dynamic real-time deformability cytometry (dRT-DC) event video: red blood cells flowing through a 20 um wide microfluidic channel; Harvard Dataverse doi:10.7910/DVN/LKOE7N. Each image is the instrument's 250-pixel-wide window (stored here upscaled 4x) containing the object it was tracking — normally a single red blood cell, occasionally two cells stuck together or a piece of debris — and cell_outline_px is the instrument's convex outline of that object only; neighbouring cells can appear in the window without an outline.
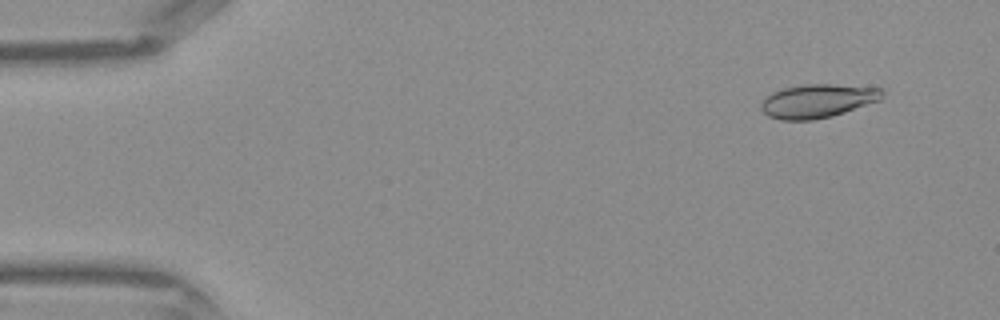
{"species": "Egyptian fruit bat (a non-hibernating species)", "species_latin": "Rousettus aegyptiacus", "temperature_condition": "warm", "stored_images_in_passage": 43, "camera_frame_rate_fps": 3000, "um_per_image_px": 0.085, "frame": {"image": 1, "passage_image": 4, "time_ms": 1.0, "image_size_px": [1000, 320], "cell_outline_px": [[884, 92], [880, 100], [832, 116], [812, 120], [780, 120], [768, 116], [760, 108], [760, 104], [772, 92], [780, 88], [804, 84], [832, 84], [884, 88]], "centroid_in_image_um": [69.49, 8.57], "position_along_channel_um": 15.5, "area_um2": 23.81}}
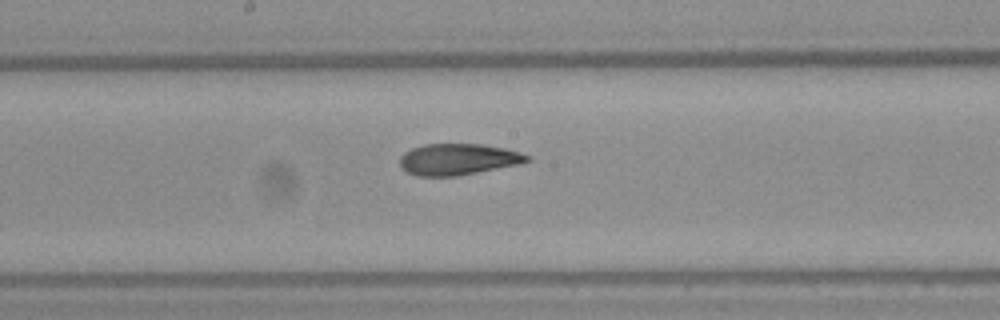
{"frame": {"image": 2, "passage_image": 23, "time_ms": 7.333, "image_size_px": [1000, 320], "cell_outline_px": [[532, 160], [520, 164], [456, 176], [416, 176], [408, 172], [400, 164], [400, 156], [404, 152], [412, 148], [424, 144], [484, 144], [504, 148], [520, 152], [532, 156]], "centroid_in_image_um": [38.97, 13.53], "position_along_channel_um": 209.2, "area_um2": 23.29}}
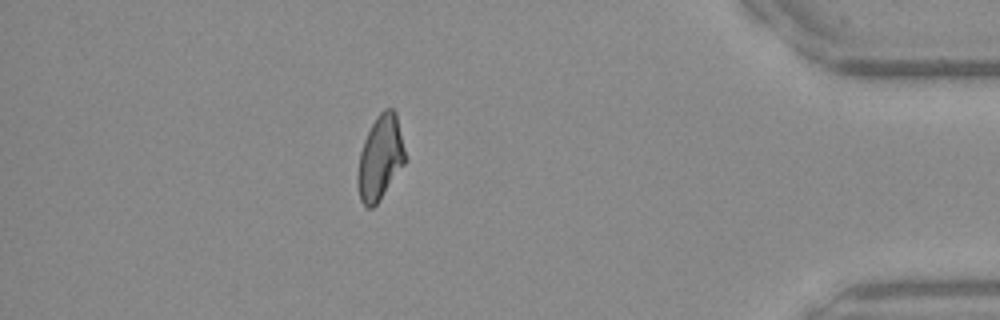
{"frame": {"image": 3, "passage_image": 38, "time_ms": 12.333, "image_size_px": [1000, 320], "cell_outline_px": [[404, 164], [380, 200], [372, 208], [368, 208], [360, 200], [356, 180], [356, 176], [360, 152], [364, 140], [376, 116], [384, 108], [392, 108], [396, 112], [404, 152]], "centroid_in_image_um": [32.28, 13.42], "position_along_channel_um": 402.9, "area_um2": 23.06}}